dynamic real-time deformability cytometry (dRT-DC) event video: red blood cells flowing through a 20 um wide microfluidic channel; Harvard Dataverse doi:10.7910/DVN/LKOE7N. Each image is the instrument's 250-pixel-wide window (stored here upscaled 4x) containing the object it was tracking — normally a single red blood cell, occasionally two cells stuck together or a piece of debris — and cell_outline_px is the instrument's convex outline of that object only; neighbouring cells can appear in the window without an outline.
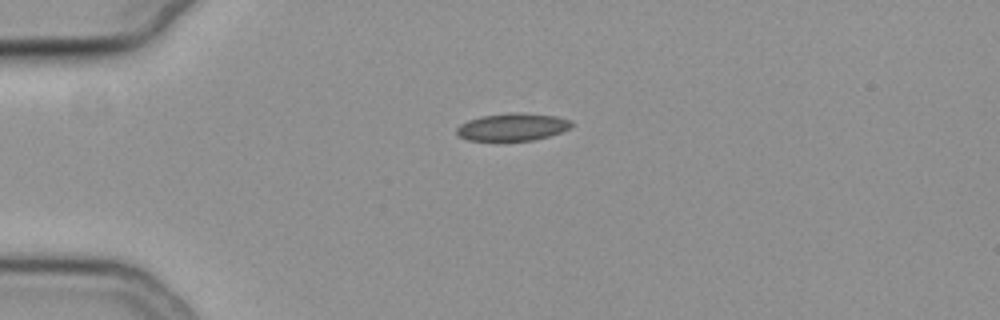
{"species": "common noctule bat (a hibernating species)", "species_latin": "Nyctalus noctula", "temperature_condition": "cold", "stored_images_in_passage": 42, "camera_frame_rate_fps": 3000, "um_per_image_px": 0.085, "animal": {"sex": "female", "body_mass_g": 19.3, "forearm_length_mm": 54.1}, "frame": {"image": 1, "passage_image": 1, "time_ms": 0.0, "image_size_px": [1000, 320], "cell_outline_px": [[572, 128], [548, 136], [532, 140], [504, 144], [468, 140], [460, 136], [456, 132], [456, 128], [460, 124], [468, 120], [480, 116], [508, 112], [520, 112], [556, 116], [572, 120]], "centroid_in_image_um": [43.53, 10.83], "position_along_channel_um": 41.5, "area_um2": 19.36}}
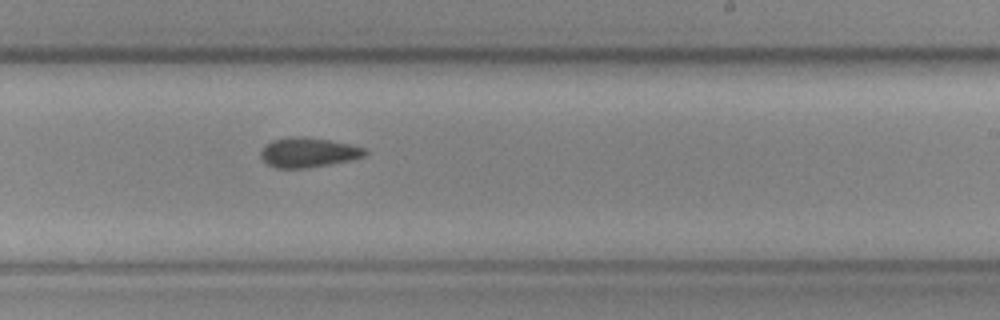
{"frame": {"image": 2, "passage_image": 21, "time_ms": 6.667, "image_size_px": [1000, 320], "cell_outline_px": [[368, 152], [364, 156], [348, 160], [308, 168], [276, 168], [268, 164], [260, 156], [260, 152], [272, 140], [288, 136], [300, 136], [328, 140], [348, 144], [364, 148]], "centroid_in_image_um": [26.17, 12.95], "position_along_channel_um": 262.8, "area_um2": 17.74}}
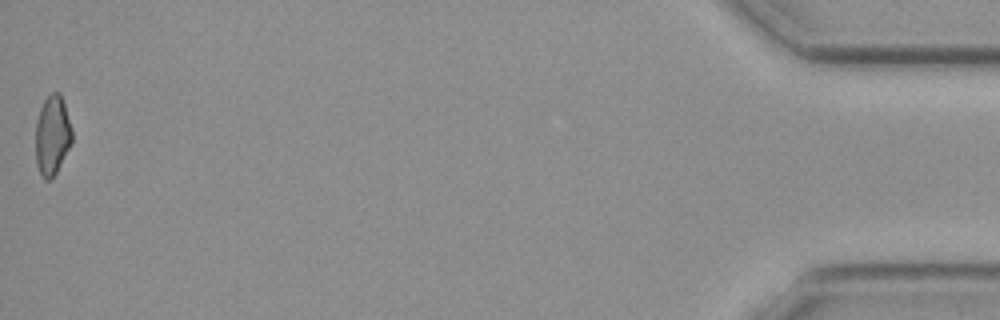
{"frame": {"image": 3, "passage_image": 42, "time_ms": 13.667, "image_size_px": [1000, 320], "cell_outline_px": [[72, 140], [56, 172], [48, 180], [44, 180], [40, 176], [36, 164], [36, 124], [40, 108], [44, 100], [52, 92], [60, 92], [72, 128]], "centroid_in_image_um": [4.43, 11.5], "position_along_channel_um": 430.8, "area_um2": 16.7}, "authors_computed_cell_mechanics": {"area_um2": 17.8024, "velocity_mm_per_s": 3.806, "shape_relaxation_time_tau1_ms": null, "shape_relaxation_time_tau2_ms": 5.2245, "deformation_change_tau1": null, "deformation_change_tau2": 0.1112}}